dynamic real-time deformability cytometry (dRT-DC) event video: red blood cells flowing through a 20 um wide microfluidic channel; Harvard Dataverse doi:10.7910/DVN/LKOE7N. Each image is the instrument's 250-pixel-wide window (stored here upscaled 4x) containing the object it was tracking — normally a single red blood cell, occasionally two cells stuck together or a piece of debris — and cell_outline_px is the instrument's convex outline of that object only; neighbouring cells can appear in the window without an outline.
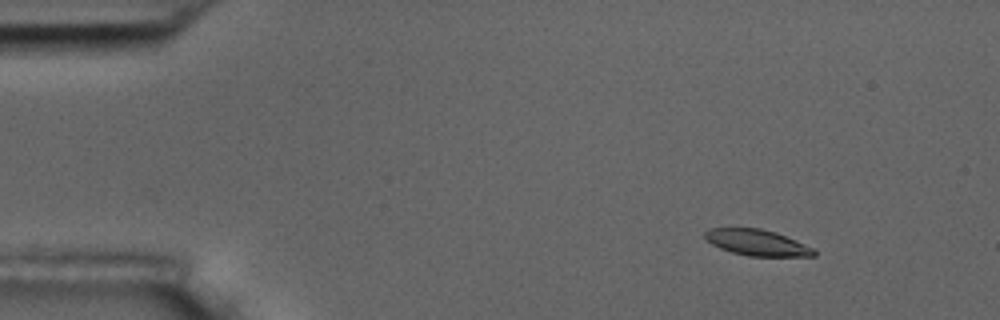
{"species": "common noctule bat (a hibernating species)", "species_latin": "Nyctalus noctula", "temperature_condition": "room temperature", "stored_images_in_passage": 5, "camera_frame_rate_fps": 3000, "um_per_image_px": 0.085, "animal": {"sex": "male", "body_mass_g": 17.5, "forearm_length_mm": 52.3}, "frame": {"image": 1, "passage_image": 2, "time_ms": 1.0, "image_size_px": [1000, 320], "cell_outline_px": [[816, 256], [748, 256], [732, 252], [720, 248], [712, 244], [704, 236], [704, 232], [708, 228], [760, 228], [776, 232], [796, 240], [812, 248], [816, 252]], "centroid_in_image_um": [64.34, 20.61], "position_along_channel_um": 20.7, "area_um2": 16.47}}
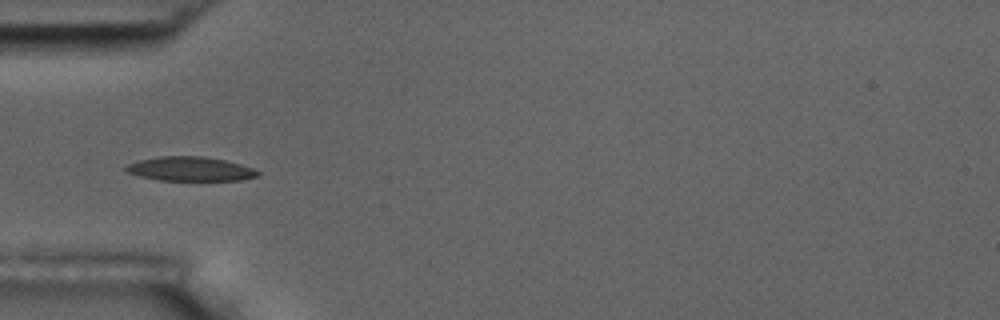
{"frame": {"image": 2, "passage_image": 5, "time_ms": 4.667, "image_size_px": [1000, 320], "cell_outline_px": [[260, 176], [240, 180], [160, 180], [140, 176], [128, 172], [124, 168], [128, 164], [140, 160], [160, 156], [204, 156], [224, 160], [240, 164], [252, 168], [260, 172]], "centroid_in_image_um": [16.2, 14.35], "position_along_channel_um": 68.8, "area_um2": 18.44}}